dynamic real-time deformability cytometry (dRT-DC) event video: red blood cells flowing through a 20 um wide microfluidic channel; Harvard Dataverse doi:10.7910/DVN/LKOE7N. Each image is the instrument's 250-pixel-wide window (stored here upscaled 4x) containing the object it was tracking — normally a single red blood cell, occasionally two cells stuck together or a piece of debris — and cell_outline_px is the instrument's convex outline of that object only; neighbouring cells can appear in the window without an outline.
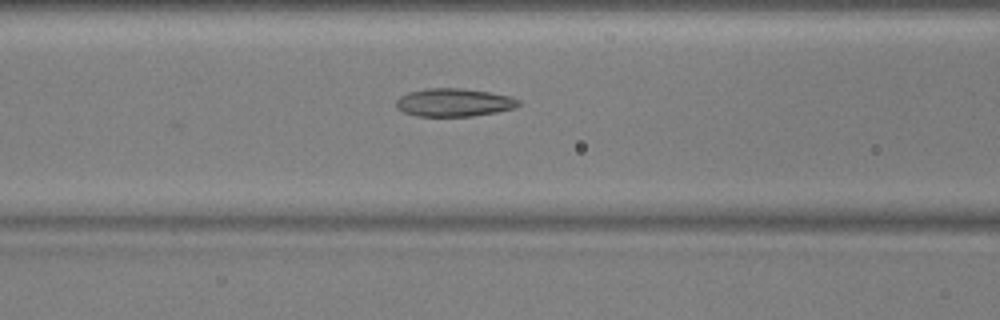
{"species": "common noctule bat (a hibernating species)", "species_latin": "Nyctalus noctula", "temperature_condition": "warm", "stored_images_in_passage": 7, "camera_frame_rate_fps": 3000, "um_per_image_px": 0.085, "animal": {"sex": "male", "body_mass_g": 17.9, "forearm_length_mm": 54.2}, "frame": {"image": 1, "passage_image": 7, "time_ms": 2.0, "image_size_px": [1000, 320], "cell_outline_px": [[520, 104], [516, 108], [496, 112], [472, 116], [416, 116], [404, 112], [396, 108], [396, 100], [400, 96], [408, 92], [428, 88], [460, 88], [488, 92], [512, 96], [520, 100]], "centroid_in_image_um": [38.59, 8.71], "position_along_channel_um": 128.0, "area_um2": 20.11}}